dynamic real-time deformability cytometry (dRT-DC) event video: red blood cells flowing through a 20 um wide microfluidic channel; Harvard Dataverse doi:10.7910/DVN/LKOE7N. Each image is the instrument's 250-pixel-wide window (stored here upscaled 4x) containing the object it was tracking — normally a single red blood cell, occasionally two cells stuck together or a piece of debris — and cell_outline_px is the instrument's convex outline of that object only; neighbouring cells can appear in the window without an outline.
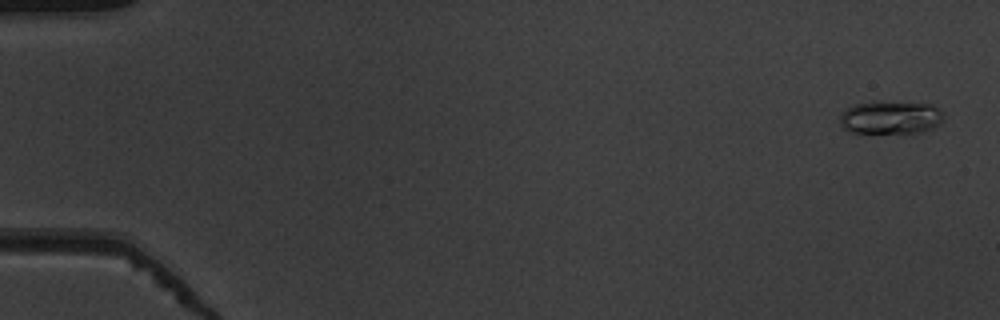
{"species": "common noctule bat (a hibernating species)", "species_latin": "Nyctalus noctula", "temperature_condition": "warm", "stored_images_in_passage": 53, "camera_frame_rate_fps": 3000, "um_per_image_px": 0.085, "animal": {"sex": "male", "body_mass_g": 19.5, "forearm_length_mm": 54.6}, "frame": {"image": 1, "passage_image": 2, "time_ms": 0.333, "image_size_px": [1000, 320], "cell_outline_px": [[944, 116], [940, 124], [924, 132], [848, 132], [840, 124], [840, 116], [844, 108], [852, 104], [876, 100], [880, 100], [932, 104], [944, 112]], "centroid_in_image_um": [75.69, 9.94], "position_along_channel_um": 9.3, "area_um2": 20.52}}
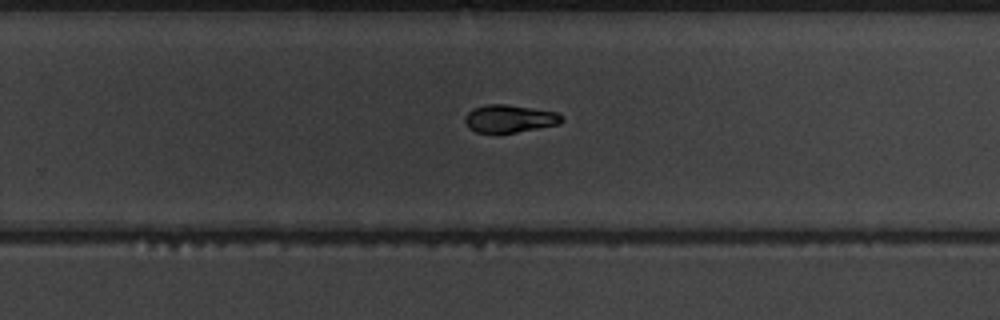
{"frame": {"image": 2, "passage_image": 35, "time_ms": 11.333, "image_size_px": [1000, 320], "cell_outline_px": [[564, 120], [560, 124], [516, 132], [476, 132], [468, 128], [464, 120], [464, 116], [472, 108], [488, 104], [504, 104], [532, 108], [556, 112], [564, 116]], "centroid_in_image_um": [43.31, 10.08], "position_along_channel_um": 286.5, "area_um2": 15.61}}
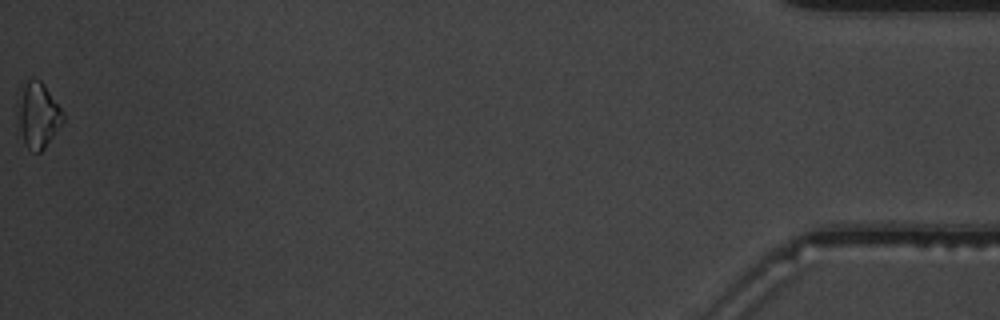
{"frame": {"image": 3, "passage_image": 53, "time_ms": 17.333, "image_size_px": [1000, 320], "cell_outline_px": [[64, 120], [44, 148], [40, 152], [36, 152], [28, 148], [24, 144], [20, 128], [16, 100], [20, 88], [28, 80], [40, 80], [44, 84], [64, 112]], "centroid_in_image_um": [3.22, 9.76], "position_along_channel_um": 432.0, "area_um2": 17.17}, "authors_computed_cell_mechanics": {"area_um2": 16.184, "velocity_mm_per_s": 3.9398, "shape_relaxation_time_tau1_ms": 3.2752, "shape_relaxation_time_tau2_ms": null, "deformation_change_tau1": 0.1387, "deformation_change_tau2": null}}